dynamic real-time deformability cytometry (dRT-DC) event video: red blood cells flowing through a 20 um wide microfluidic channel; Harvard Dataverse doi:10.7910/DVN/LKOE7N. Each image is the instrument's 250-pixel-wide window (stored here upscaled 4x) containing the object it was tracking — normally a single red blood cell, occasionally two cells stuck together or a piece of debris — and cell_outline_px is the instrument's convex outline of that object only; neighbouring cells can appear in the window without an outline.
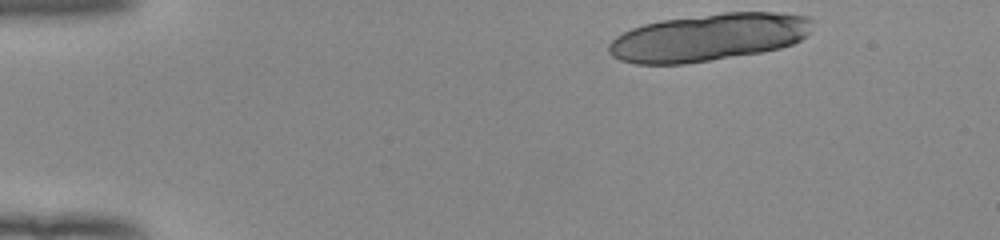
{"species": "human", "species_latin": "Homo sapiens", "temperature_condition": "room temperature", "stored_images_in_passage": 14, "camera_frame_rate_fps": 3000, "um_per_image_px": 0.085, "donor": {"sex": "female"}, "frame": {"image": 1, "passage_image": 1, "time_ms": 0.0, "image_size_px": [1000, 240], "cell_outline_px": [[812, 20], [808, 32], [800, 40], [792, 44], [780, 48], [760, 52], [684, 64], [636, 64], [620, 60], [612, 56], [608, 52], [608, 44], [616, 36], [632, 28], [644, 24], [660, 20], [724, 12], [780, 12], [812, 16]], "centroid_in_image_um": [60.22, 3.16], "position_along_channel_um": 24.8, "area_um2": 56.3}}